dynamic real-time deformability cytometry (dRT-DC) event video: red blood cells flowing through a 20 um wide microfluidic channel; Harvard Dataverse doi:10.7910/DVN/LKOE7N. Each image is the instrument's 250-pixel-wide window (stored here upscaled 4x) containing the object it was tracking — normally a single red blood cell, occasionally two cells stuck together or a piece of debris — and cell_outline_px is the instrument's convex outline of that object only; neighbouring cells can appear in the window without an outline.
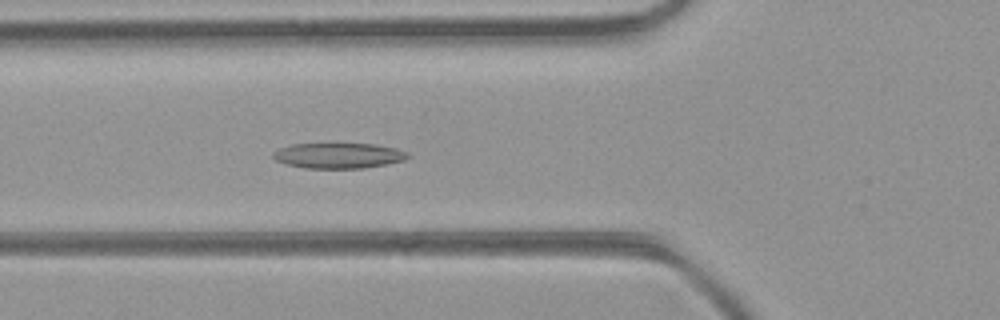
{"species": "common noctule bat (a hibernating species)", "species_latin": "Nyctalus noctula", "temperature_condition": "room temperature", "stored_images_in_passage": 45, "camera_frame_rate_fps": 3000, "um_per_image_px": 0.085, "animal": {"sex": "female", "body_mass_g": 21.9}, "frame": {"image": 1, "passage_image": 15, "time_ms": 4.667, "image_size_px": [1000, 320], "cell_outline_px": [[412, 156], [404, 160], [364, 168], [304, 168], [288, 164], [276, 160], [272, 156], [272, 152], [280, 148], [292, 144], [376, 144], [396, 148], [408, 152]], "centroid_in_image_um": [28.8, 13.22], "position_along_channel_um": 97.0, "area_um2": 19.88}}
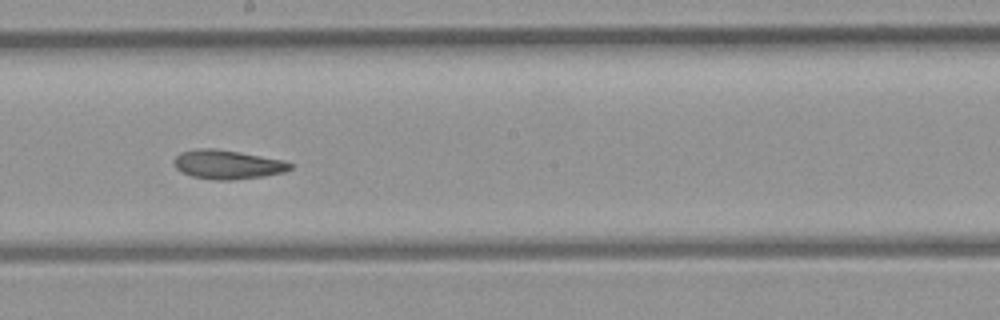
{"frame": {"image": 2, "passage_image": 24, "time_ms": 7.667, "image_size_px": [1000, 320], "cell_outline_px": [[292, 168], [284, 172], [264, 176], [232, 180], [216, 180], [192, 176], [180, 172], [176, 168], [172, 160], [180, 152], [200, 148], [212, 148], [240, 152], [284, 160], [292, 164]], "centroid_in_image_um": [19.32, 13.98], "position_along_channel_um": 228.9, "area_um2": 19.71}}
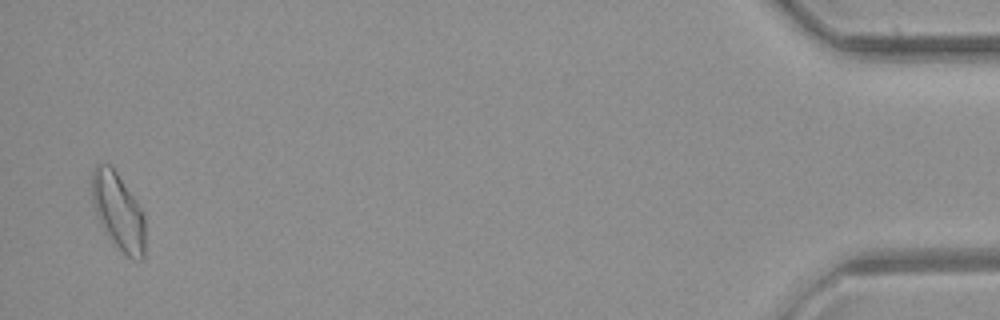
{"frame": {"image": 3, "passage_image": 44, "time_ms": 14.333, "image_size_px": [1000, 320], "cell_outline_px": [[144, 260], [132, 260], [104, 232], [96, 212], [92, 200], [88, 180], [92, 168], [96, 164], [112, 164], [144, 212]], "centroid_in_image_um": [10.01, 17.89], "position_along_channel_um": 425.2, "area_um2": 24.33}, "authors_computed_cell_mechanics": {"area_um2": 20.5768, "velocity_mm_per_s": 4.3708, "shape_relaxation_time_tau1_ms": null, "shape_relaxation_time_tau2_ms": 6.0342, "deformation_change_tau1": null, "deformation_change_tau2": 0.1384}}